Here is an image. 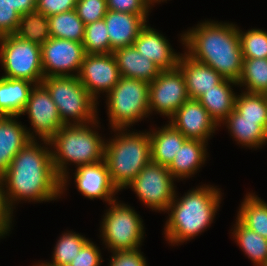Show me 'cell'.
Here are the masks:
<instances>
[{
  "label": "cell",
  "instance_id": "obj_1",
  "mask_svg": "<svg viewBox=\"0 0 267 266\" xmlns=\"http://www.w3.org/2000/svg\"><path fill=\"white\" fill-rule=\"evenodd\" d=\"M2 178L12 211L21 201L43 203L61 198V179L54 170L47 140L28 142L13 158Z\"/></svg>",
  "mask_w": 267,
  "mask_h": 266
},
{
  "label": "cell",
  "instance_id": "obj_2",
  "mask_svg": "<svg viewBox=\"0 0 267 266\" xmlns=\"http://www.w3.org/2000/svg\"><path fill=\"white\" fill-rule=\"evenodd\" d=\"M180 42L195 61L212 67L225 79L239 80L243 57L237 24L207 19L181 33Z\"/></svg>",
  "mask_w": 267,
  "mask_h": 266
},
{
  "label": "cell",
  "instance_id": "obj_3",
  "mask_svg": "<svg viewBox=\"0 0 267 266\" xmlns=\"http://www.w3.org/2000/svg\"><path fill=\"white\" fill-rule=\"evenodd\" d=\"M222 197L221 189L209 184L189 189L182 197L175 193L165 212V240L178 246L201 235L214 222Z\"/></svg>",
  "mask_w": 267,
  "mask_h": 266
},
{
  "label": "cell",
  "instance_id": "obj_4",
  "mask_svg": "<svg viewBox=\"0 0 267 266\" xmlns=\"http://www.w3.org/2000/svg\"><path fill=\"white\" fill-rule=\"evenodd\" d=\"M98 119L87 124L64 125L49 140L54 170L61 179V196L69 189V165L77 168L104 160L105 138L97 131L101 128Z\"/></svg>",
  "mask_w": 267,
  "mask_h": 266
},
{
  "label": "cell",
  "instance_id": "obj_5",
  "mask_svg": "<svg viewBox=\"0 0 267 266\" xmlns=\"http://www.w3.org/2000/svg\"><path fill=\"white\" fill-rule=\"evenodd\" d=\"M114 135L105 140L104 161L111 180L119 191L125 189L151 162L148 131L112 129Z\"/></svg>",
  "mask_w": 267,
  "mask_h": 266
},
{
  "label": "cell",
  "instance_id": "obj_6",
  "mask_svg": "<svg viewBox=\"0 0 267 266\" xmlns=\"http://www.w3.org/2000/svg\"><path fill=\"white\" fill-rule=\"evenodd\" d=\"M105 98L111 130L130 129L150 116L149 83L146 81L121 76Z\"/></svg>",
  "mask_w": 267,
  "mask_h": 266
},
{
  "label": "cell",
  "instance_id": "obj_7",
  "mask_svg": "<svg viewBox=\"0 0 267 266\" xmlns=\"http://www.w3.org/2000/svg\"><path fill=\"white\" fill-rule=\"evenodd\" d=\"M41 83L56 104L64 125L87 124L98 118V103L77 76L46 77Z\"/></svg>",
  "mask_w": 267,
  "mask_h": 266
},
{
  "label": "cell",
  "instance_id": "obj_8",
  "mask_svg": "<svg viewBox=\"0 0 267 266\" xmlns=\"http://www.w3.org/2000/svg\"><path fill=\"white\" fill-rule=\"evenodd\" d=\"M115 199L109 202L100 222V238L108 251L140 248L145 237L143 219L134 207Z\"/></svg>",
  "mask_w": 267,
  "mask_h": 266
},
{
  "label": "cell",
  "instance_id": "obj_9",
  "mask_svg": "<svg viewBox=\"0 0 267 266\" xmlns=\"http://www.w3.org/2000/svg\"><path fill=\"white\" fill-rule=\"evenodd\" d=\"M0 65L3 77L24 79L39 84L44 79L41 46L18 38L16 35L0 37Z\"/></svg>",
  "mask_w": 267,
  "mask_h": 266
},
{
  "label": "cell",
  "instance_id": "obj_10",
  "mask_svg": "<svg viewBox=\"0 0 267 266\" xmlns=\"http://www.w3.org/2000/svg\"><path fill=\"white\" fill-rule=\"evenodd\" d=\"M175 181L166 166L150 162L125 189L131 188L146 208L165 214L177 193Z\"/></svg>",
  "mask_w": 267,
  "mask_h": 266
},
{
  "label": "cell",
  "instance_id": "obj_11",
  "mask_svg": "<svg viewBox=\"0 0 267 266\" xmlns=\"http://www.w3.org/2000/svg\"><path fill=\"white\" fill-rule=\"evenodd\" d=\"M189 99L184 76L178 67L162 70L149 83L150 115L154 112L169 119Z\"/></svg>",
  "mask_w": 267,
  "mask_h": 266
},
{
  "label": "cell",
  "instance_id": "obj_12",
  "mask_svg": "<svg viewBox=\"0 0 267 266\" xmlns=\"http://www.w3.org/2000/svg\"><path fill=\"white\" fill-rule=\"evenodd\" d=\"M26 114L31 125L27 133L31 139L49 141L64 126L56 104L42 83L33 86L21 116Z\"/></svg>",
  "mask_w": 267,
  "mask_h": 266
},
{
  "label": "cell",
  "instance_id": "obj_13",
  "mask_svg": "<svg viewBox=\"0 0 267 266\" xmlns=\"http://www.w3.org/2000/svg\"><path fill=\"white\" fill-rule=\"evenodd\" d=\"M84 56L81 42L50 37L41 46L44 78L77 76Z\"/></svg>",
  "mask_w": 267,
  "mask_h": 266
},
{
  "label": "cell",
  "instance_id": "obj_14",
  "mask_svg": "<svg viewBox=\"0 0 267 266\" xmlns=\"http://www.w3.org/2000/svg\"><path fill=\"white\" fill-rule=\"evenodd\" d=\"M77 77L99 104L101 93L106 96L119 82L121 75L113 53L85 54Z\"/></svg>",
  "mask_w": 267,
  "mask_h": 266
},
{
  "label": "cell",
  "instance_id": "obj_15",
  "mask_svg": "<svg viewBox=\"0 0 267 266\" xmlns=\"http://www.w3.org/2000/svg\"><path fill=\"white\" fill-rule=\"evenodd\" d=\"M168 122L187 139H198L207 143L215 131L219 130V126L197 99L186 101Z\"/></svg>",
  "mask_w": 267,
  "mask_h": 266
},
{
  "label": "cell",
  "instance_id": "obj_16",
  "mask_svg": "<svg viewBox=\"0 0 267 266\" xmlns=\"http://www.w3.org/2000/svg\"><path fill=\"white\" fill-rule=\"evenodd\" d=\"M76 189L85 198L101 199L105 203L114 201L119 190L113 184L106 162L82 165L74 171Z\"/></svg>",
  "mask_w": 267,
  "mask_h": 266
},
{
  "label": "cell",
  "instance_id": "obj_17",
  "mask_svg": "<svg viewBox=\"0 0 267 266\" xmlns=\"http://www.w3.org/2000/svg\"><path fill=\"white\" fill-rule=\"evenodd\" d=\"M169 41L163 33L161 34L147 23L135 39L133 46L142 56L149 58L162 70H171L178 66L182 53L175 52Z\"/></svg>",
  "mask_w": 267,
  "mask_h": 266
},
{
  "label": "cell",
  "instance_id": "obj_18",
  "mask_svg": "<svg viewBox=\"0 0 267 266\" xmlns=\"http://www.w3.org/2000/svg\"><path fill=\"white\" fill-rule=\"evenodd\" d=\"M148 17L132 13L107 10L104 17L110 41V53L122 47L133 46L135 39L146 26Z\"/></svg>",
  "mask_w": 267,
  "mask_h": 266
},
{
  "label": "cell",
  "instance_id": "obj_19",
  "mask_svg": "<svg viewBox=\"0 0 267 266\" xmlns=\"http://www.w3.org/2000/svg\"><path fill=\"white\" fill-rule=\"evenodd\" d=\"M177 67L182 71L190 99H198L204 91L213 89L225 79L212 67L195 61L185 52L181 54Z\"/></svg>",
  "mask_w": 267,
  "mask_h": 266
},
{
  "label": "cell",
  "instance_id": "obj_20",
  "mask_svg": "<svg viewBox=\"0 0 267 266\" xmlns=\"http://www.w3.org/2000/svg\"><path fill=\"white\" fill-rule=\"evenodd\" d=\"M19 116H0V176L10 166L16 154L32 139Z\"/></svg>",
  "mask_w": 267,
  "mask_h": 266
},
{
  "label": "cell",
  "instance_id": "obj_21",
  "mask_svg": "<svg viewBox=\"0 0 267 266\" xmlns=\"http://www.w3.org/2000/svg\"><path fill=\"white\" fill-rule=\"evenodd\" d=\"M226 126L232 139L241 147L262 148L267 145V120L242 119V116L233 110L220 124Z\"/></svg>",
  "mask_w": 267,
  "mask_h": 266
},
{
  "label": "cell",
  "instance_id": "obj_22",
  "mask_svg": "<svg viewBox=\"0 0 267 266\" xmlns=\"http://www.w3.org/2000/svg\"><path fill=\"white\" fill-rule=\"evenodd\" d=\"M208 143L198 139H187L179 148L171 164L167 167L177 181L190 179L206 163Z\"/></svg>",
  "mask_w": 267,
  "mask_h": 266
},
{
  "label": "cell",
  "instance_id": "obj_23",
  "mask_svg": "<svg viewBox=\"0 0 267 266\" xmlns=\"http://www.w3.org/2000/svg\"><path fill=\"white\" fill-rule=\"evenodd\" d=\"M120 75L125 78L152 82L162 71L158 65L142 56L134 46L113 51Z\"/></svg>",
  "mask_w": 267,
  "mask_h": 266
},
{
  "label": "cell",
  "instance_id": "obj_24",
  "mask_svg": "<svg viewBox=\"0 0 267 266\" xmlns=\"http://www.w3.org/2000/svg\"><path fill=\"white\" fill-rule=\"evenodd\" d=\"M151 162L168 167L187 138L169 122L150 128Z\"/></svg>",
  "mask_w": 267,
  "mask_h": 266
},
{
  "label": "cell",
  "instance_id": "obj_25",
  "mask_svg": "<svg viewBox=\"0 0 267 266\" xmlns=\"http://www.w3.org/2000/svg\"><path fill=\"white\" fill-rule=\"evenodd\" d=\"M235 86L238 87L236 81L224 79L197 99L218 126L234 110L237 94L232 88Z\"/></svg>",
  "mask_w": 267,
  "mask_h": 266
},
{
  "label": "cell",
  "instance_id": "obj_26",
  "mask_svg": "<svg viewBox=\"0 0 267 266\" xmlns=\"http://www.w3.org/2000/svg\"><path fill=\"white\" fill-rule=\"evenodd\" d=\"M35 84L0 76V116H21Z\"/></svg>",
  "mask_w": 267,
  "mask_h": 266
},
{
  "label": "cell",
  "instance_id": "obj_27",
  "mask_svg": "<svg viewBox=\"0 0 267 266\" xmlns=\"http://www.w3.org/2000/svg\"><path fill=\"white\" fill-rule=\"evenodd\" d=\"M231 236L254 266H267V239L244 226L237 218Z\"/></svg>",
  "mask_w": 267,
  "mask_h": 266
},
{
  "label": "cell",
  "instance_id": "obj_28",
  "mask_svg": "<svg viewBox=\"0 0 267 266\" xmlns=\"http://www.w3.org/2000/svg\"><path fill=\"white\" fill-rule=\"evenodd\" d=\"M236 216L244 226L267 239V202L255 192H247Z\"/></svg>",
  "mask_w": 267,
  "mask_h": 266
},
{
  "label": "cell",
  "instance_id": "obj_29",
  "mask_svg": "<svg viewBox=\"0 0 267 266\" xmlns=\"http://www.w3.org/2000/svg\"><path fill=\"white\" fill-rule=\"evenodd\" d=\"M89 241L85 236L74 231H66L57 240L52 252L51 262L41 261L33 266H68Z\"/></svg>",
  "mask_w": 267,
  "mask_h": 266
},
{
  "label": "cell",
  "instance_id": "obj_30",
  "mask_svg": "<svg viewBox=\"0 0 267 266\" xmlns=\"http://www.w3.org/2000/svg\"><path fill=\"white\" fill-rule=\"evenodd\" d=\"M48 21L51 37L82 43L85 24L75 9L49 16Z\"/></svg>",
  "mask_w": 267,
  "mask_h": 266
},
{
  "label": "cell",
  "instance_id": "obj_31",
  "mask_svg": "<svg viewBox=\"0 0 267 266\" xmlns=\"http://www.w3.org/2000/svg\"><path fill=\"white\" fill-rule=\"evenodd\" d=\"M241 91L264 94L267 91V58H243L242 74L237 81Z\"/></svg>",
  "mask_w": 267,
  "mask_h": 266
},
{
  "label": "cell",
  "instance_id": "obj_32",
  "mask_svg": "<svg viewBox=\"0 0 267 266\" xmlns=\"http://www.w3.org/2000/svg\"><path fill=\"white\" fill-rule=\"evenodd\" d=\"M14 35L42 46L51 37L48 17L37 11L21 15Z\"/></svg>",
  "mask_w": 267,
  "mask_h": 266
},
{
  "label": "cell",
  "instance_id": "obj_33",
  "mask_svg": "<svg viewBox=\"0 0 267 266\" xmlns=\"http://www.w3.org/2000/svg\"><path fill=\"white\" fill-rule=\"evenodd\" d=\"M234 110L242 116V119L267 120L266 96L241 91L236 96Z\"/></svg>",
  "mask_w": 267,
  "mask_h": 266
},
{
  "label": "cell",
  "instance_id": "obj_34",
  "mask_svg": "<svg viewBox=\"0 0 267 266\" xmlns=\"http://www.w3.org/2000/svg\"><path fill=\"white\" fill-rule=\"evenodd\" d=\"M104 19L85 25L82 41L85 54H109L110 41Z\"/></svg>",
  "mask_w": 267,
  "mask_h": 266
},
{
  "label": "cell",
  "instance_id": "obj_35",
  "mask_svg": "<svg viewBox=\"0 0 267 266\" xmlns=\"http://www.w3.org/2000/svg\"><path fill=\"white\" fill-rule=\"evenodd\" d=\"M239 40L243 58H267V31L257 28L240 30Z\"/></svg>",
  "mask_w": 267,
  "mask_h": 266
},
{
  "label": "cell",
  "instance_id": "obj_36",
  "mask_svg": "<svg viewBox=\"0 0 267 266\" xmlns=\"http://www.w3.org/2000/svg\"><path fill=\"white\" fill-rule=\"evenodd\" d=\"M85 25L104 19L107 13L106 0H77L75 8Z\"/></svg>",
  "mask_w": 267,
  "mask_h": 266
},
{
  "label": "cell",
  "instance_id": "obj_37",
  "mask_svg": "<svg viewBox=\"0 0 267 266\" xmlns=\"http://www.w3.org/2000/svg\"><path fill=\"white\" fill-rule=\"evenodd\" d=\"M107 10L148 17L154 5L149 0H106Z\"/></svg>",
  "mask_w": 267,
  "mask_h": 266
},
{
  "label": "cell",
  "instance_id": "obj_38",
  "mask_svg": "<svg viewBox=\"0 0 267 266\" xmlns=\"http://www.w3.org/2000/svg\"><path fill=\"white\" fill-rule=\"evenodd\" d=\"M20 16L7 0H0V37L15 34Z\"/></svg>",
  "mask_w": 267,
  "mask_h": 266
},
{
  "label": "cell",
  "instance_id": "obj_39",
  "mask_svg": "<svg viewBox=\"0 0 267 266\" xmlns=\"http://www.w3.org/2000/svg\"><path fill=\"white\" fill-rule=\"evenodd\" d=\"M140 249L111 252L108 266H149Z\"/></svg>",
  "mask_w": 267,
  "mask_h": 266
},
{
  "label": "cell",
  "instance_id": "obj_40",
  "mask_svg": "<svg viewBox=\"0 0 267 266\" xmlns=\"http://www.w3.org/2000/svg\"><path fill=\"white\" fill-rule=\"evenodd\" d=\"M100 248L89 240L68 266H101L104 262Z\"/></svg>",
  "mask_w": 267,
  "mask_h": 266
},
{
  "label": "cell",
  "instance_id": "obj_41",
  "mask_svg": "<svg viewBox=\"0 0 267 266\" xmlns=\"http://www.w3.org/2000/svg\"><path fill=\"white\" fill-rule=\"evenodd\" d=\"M77 0H37L36 11L49 17L58 13L74 10Z\"/></svg>",
  "mask_w": 267,
  "mask_h": 266
},
{
  "label": "cell",
  "instance_id": "obj_42",
  "mask_svg": "<svg viewBox=\"0 0 267 266\" xmlns=\"http://www.w3.org/2000/svg\"><path fill=\"white\" fill-rule=\"evenodd\" d=\"M13 211L9 208L5 196L3 178L0 176V239L9 236L13 221Z\"/></svg>",
  "mask_w": 267,
  "mask_h": 266
},
{
  "label": "cell",
  "instance_id": "obj_43",
  "mask_svg": "<svg viewBox=\"0 0 267 266\" xmlns=\"http://www.w3.org/2000/svg\"><path fill=\"white\" fill-rule=\"evenodd\" d=\"M8 3L20 14L24 15L36 11L37 0H7Z\"/></svg>",
  "mask_w": 267,
  "mask_h": 266
},
{
  "label": "cell",
  "instance_id": "obj_44",
  "mask_svg": "<svg viewBox=\"0 0 267 266\" xmlns=\"http://www.w3.org/2000/svg\"><path fill=\"white\" fill-rule=\"evenodd\" d=\"M154 6H155V4L157 3V4H161V2H167V0H149ZM169 1V0H168Z\"/></svg>",
  "mask_w": 267,
  "mask_h": 266
}]
</instances>
